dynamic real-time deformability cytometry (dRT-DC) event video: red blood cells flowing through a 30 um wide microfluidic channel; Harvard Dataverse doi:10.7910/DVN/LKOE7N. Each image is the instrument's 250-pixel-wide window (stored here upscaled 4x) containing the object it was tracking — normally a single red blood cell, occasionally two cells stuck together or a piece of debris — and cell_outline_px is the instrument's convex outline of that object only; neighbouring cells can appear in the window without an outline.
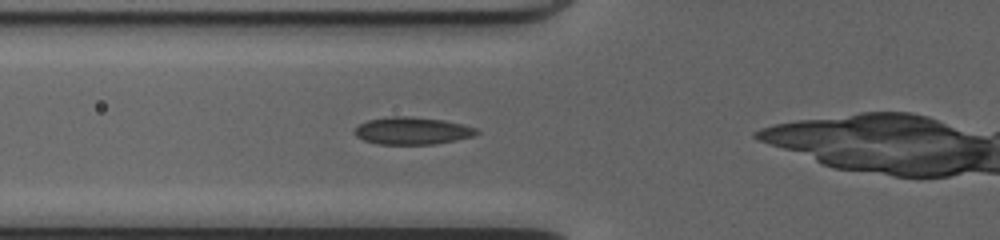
{"species": "common noctule bat (a hibernating species)", "species_latin": "Nyctalus noctula", "temperature_condition": "cold", "stored_images_in_passage": 36, "camera_frame_rate_fps": 3000, "um_per_image_px": 0.085, "animal": {"sex": "female", "body_mass_g": 20.0, "forearm_length_mm": 54.0}, "frame": {"image": 1, "passage_image": 11, "time_ms": 3.333, "image_size_px": [1000, 240], "cell_outline_px": [[480, 132], [472, 136], [456, 140], [436, 144], [380, 144], [364, 140], [356, 136], [352, 132], [360, 124], [368, 120], [392, 116], [412, 116], [444, 120], [464, 124], [476, 128]], "centroid_in_image_um": [35.05, 11.11], "position_along_channel_um": 90.7, "area_um2": 19.48}}
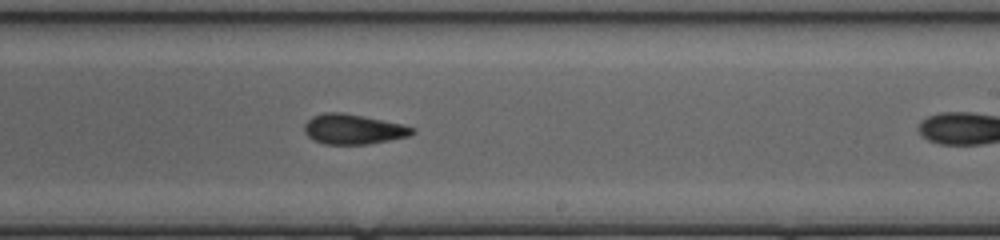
{"frame": {"image": 2, "passage_image": 23, "time_ms": 7.333, "image_size_px": [1000, 240], "cell_outline_px": [[416, 132], [408, 136], [368, 144], [324, 144], [312, 140], [304, 132], [304, 124], [312, 116], [324, 112], [344, 112], [404, 124], [416, 128]], "centroid_in_image_um": [30.02, 10.97], "position_along_channel_um": 259.0, "area_um2": 19.07}}
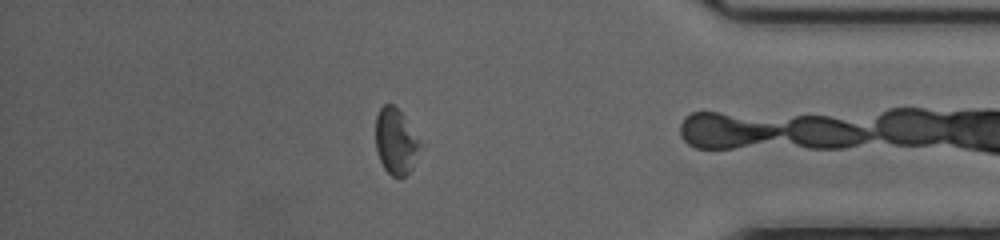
{"frame": {"image": 3, "passage_image": 35, "time_ms": 11.333, "image_size_px": [1000, 240], "cell_outline_px": [[428, 144], [412, 168], [404, 176], [392, 176], [384, 168], [380, 160], [376, 148], [376, 116], [380, 108], [384, 104], [392, 104], [404, 116]], "centroid_in_image_um": [33.76, 12.02], "position_along_channel_um": 401.4, "area_um2": 17.98}, "authors_computed_cell_mechanics": {"area_um2": 19.363, "velocity_mm_per_s": 4.1916, "shape_relaxation_time_tau1_ms": 8.2968, "shape_relaxation_time_tau2_ms": 5.2554, "deformation_change_tau1": 0.15, "deformation_change_tau2": 0.1211}}